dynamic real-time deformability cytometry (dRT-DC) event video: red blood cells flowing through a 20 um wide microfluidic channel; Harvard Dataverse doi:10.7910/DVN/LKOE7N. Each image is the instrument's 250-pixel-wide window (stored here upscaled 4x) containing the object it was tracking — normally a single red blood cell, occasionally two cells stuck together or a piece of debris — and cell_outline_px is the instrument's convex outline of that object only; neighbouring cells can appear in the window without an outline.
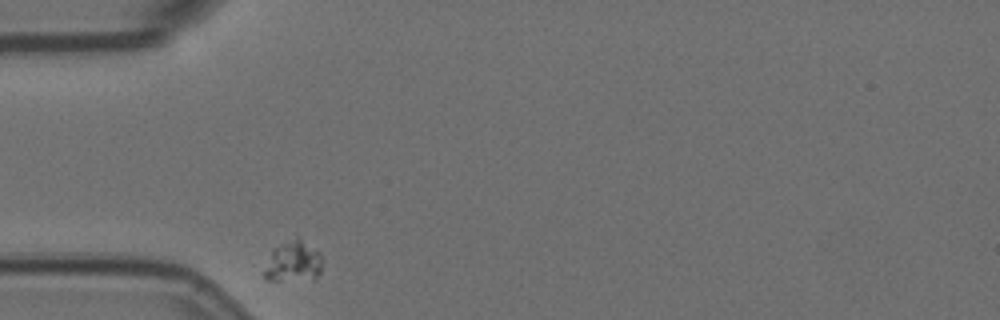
{"species": "Egyptian fruit bat (a non-hibernating species)", "species_latin": "Rousettus aegyptiacus", "temperature_condition": "room temperature", "stored_images_in_passage": 34, "camera_frame_rate_fps": 3000, "um_per_image_px": 0.085, "animal": {"sex": "female"}, "frame": {"image": 1, "passage_image": 1, "time_ms": 0.0, "image_size_px": [1000, 320], "cell_outline_px": [[324, 260], [320, 272], [312, 280], [268, 280], [264, 276], [264, 272], [272, 248], [296, 236], [300, 236], [320, 252]], "centroid_in_image_um": [24.98, 22.2], "position_along_channel_um": 60.0, "area_um2": 14.22}}
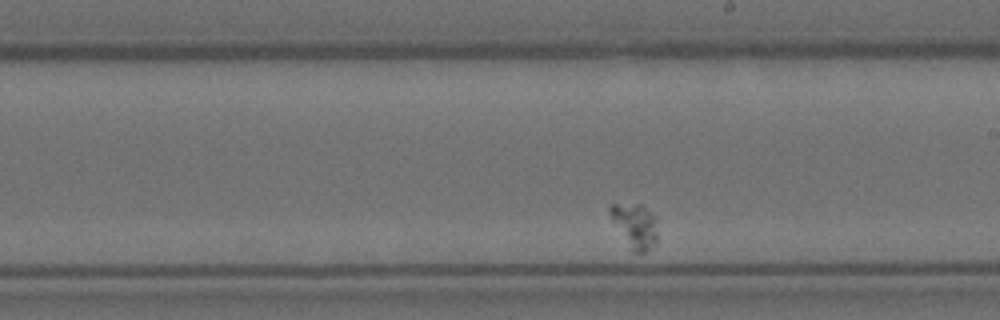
{"frame": {"image": 2, "passage_image": 20, "time_ms": 6.333, "image_size_px": [1000, 320], "cell_outline_px": [[656, 240], [648, 252], [632, 252], [612, 220], [608, 212], [608, 208], [612, 204], [640, 204], [656, 220]], "centroid_in_image_um": [53.94, 19.2], "position_along_channel_um": 235.1, "area_um2": 11.96}}
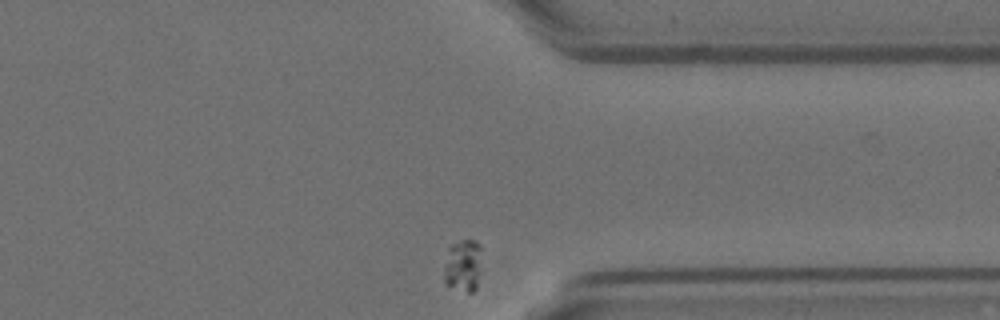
{"frame": {"image": 3, "passage_image": 34, "time_ms": 11.0, "image_size_px": [1000, 320], "cell_outline_px": [[480, 248], [476, 288], [472, 292], [468, 292], [448, 284], [444, 280], [444, 268], [448, 248], [452, 244], [464, 240], [476, 240], [480, 244]], "centroid_in_image_um": [39.33, 22.53], "position_along_channel_um": 372.1, "area_um2": 10.98}}